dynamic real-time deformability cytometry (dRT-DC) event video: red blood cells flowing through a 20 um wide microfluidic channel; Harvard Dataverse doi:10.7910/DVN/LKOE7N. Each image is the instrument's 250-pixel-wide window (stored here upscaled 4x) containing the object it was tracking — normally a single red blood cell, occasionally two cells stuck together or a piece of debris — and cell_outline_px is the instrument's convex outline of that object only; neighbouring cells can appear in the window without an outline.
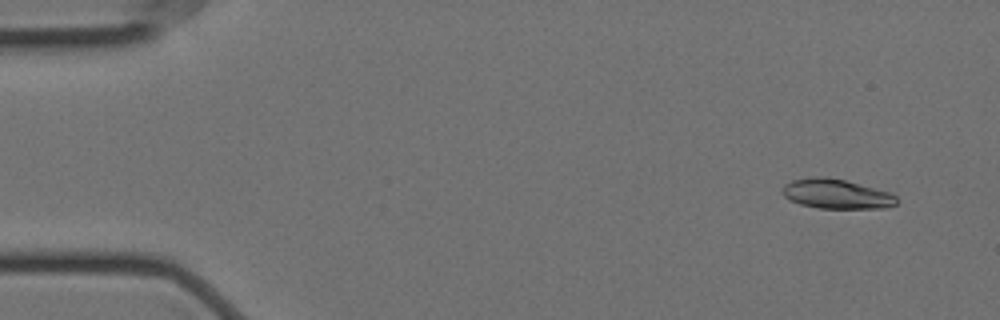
{"species": "Egyptian fruit bat (a non-hibernating species)", "species_latin": "Rousettus aegyptiacus", "temperature_condition": "cold", "stored_images_in_passage": 6, "camera_frame_rate_fps": 3000, "um_per_image_px": 0.085, "animal": {"sex": "female"}, "frame": {"image": 1, "passage_image": 1, "time_ms": 0.0, "image_size_px": [1000, 320], "cell_outline_px": [[896, 204], [884, 208], [820, 208], [800, 204], [788, 200], [780, 192], [784, 184], [792, 180], [808, 176], [828, 176], [892, 192], [896, 196]], "centroid_in_image_um": [71.05, 16.46], "position_along_channel_um": 14.0, "area_um2": 20.0}}
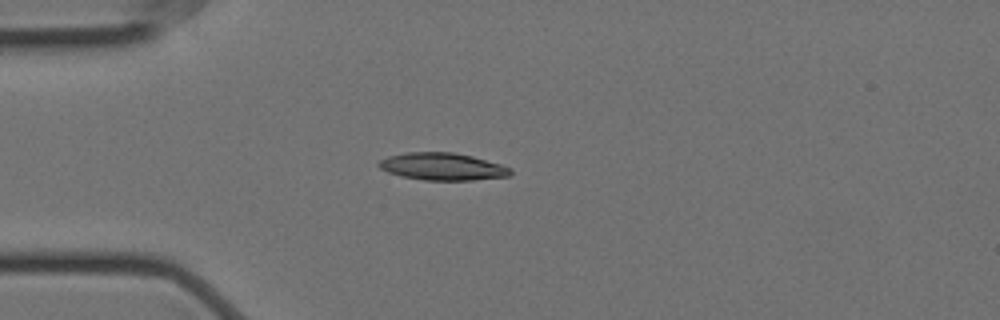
{"frame": {"image": 2, "passage_image": 4, "time_ms": 1.0, "image_size_px": [1000, 320], "cell_outline_px": [[512, 172], [508, 176], [472, 180], [424, 180], [400, 176], [388, 172], [380, 168], [376, 164], [380, 160], [388, 156], [404, 152], [452, 152], [472, 156], [500, 164], [512, 168]], "centroid_in_image_um": [37.58, 14.15], "position_along_channel_um": 47.4, "area_um2": 20.98}}
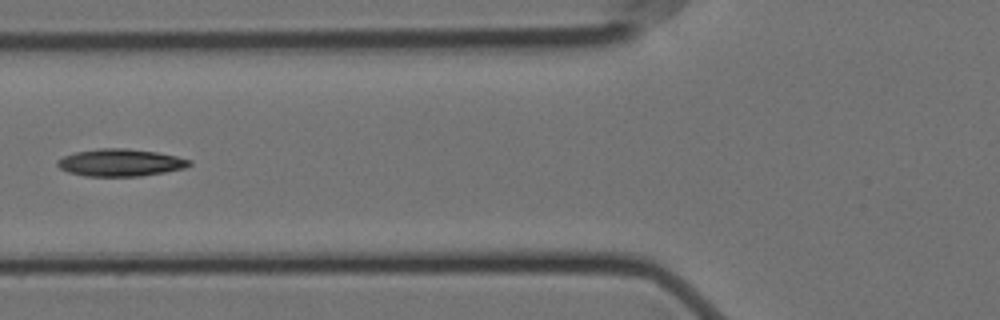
{"frame": {"image": 3, "passage_image": 6, "time_ms": 1.667, "image_size_px": [1000, 320], "cell_outline_px": [[192, 164], [184, 168], [164, 172], [140, 176], [84, 176], [68, 172], [60, 168], [56, 164], [56, 160], [64, 156], [76, 152], [100, 148], [124, 148], [156, 152], [176, 156], [192, 160]], "centroid_in_image_um": [10.22, 13.82], "position_along_channel_um": 115.6, "area_um2": 20.92}}